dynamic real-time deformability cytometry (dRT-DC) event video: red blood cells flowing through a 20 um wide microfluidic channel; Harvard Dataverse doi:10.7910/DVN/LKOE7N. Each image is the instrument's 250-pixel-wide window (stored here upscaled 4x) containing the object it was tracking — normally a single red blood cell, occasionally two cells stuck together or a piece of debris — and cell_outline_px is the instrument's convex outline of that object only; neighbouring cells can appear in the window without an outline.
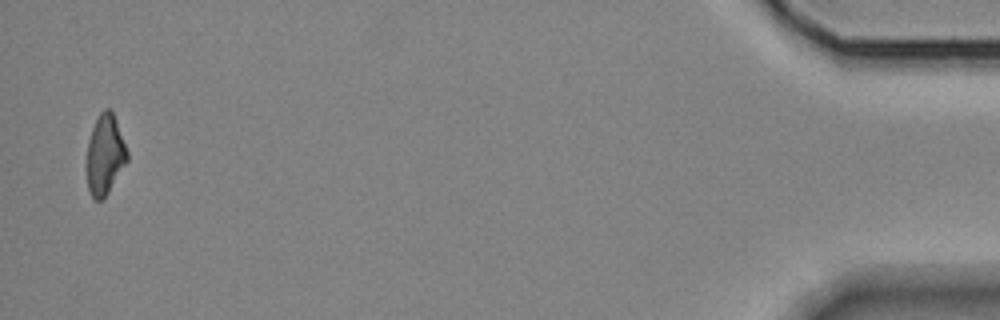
{"species": "Egyptian fruit bat (a non-hibernating species)", "species_latin": "Rousettus aegyptiacus", "temperature_condition": "room temperature", "stored_images_in_passage": 14, "camera_frame_rate_fps": 3000, "um_per_image_px": 0.085, "animal": {"sex": "female"}, "frame": {"image": 1, "passage_image": 14, "time_ms": 17.0, "image_size_px": [1000, 320], "cell_outline_px": [[128, 160], [108, 192], [100, 200], [92, 200], [88, 188], [88, 140], [92, 128], [100, 112], [104, 108], [108, 108], [112, 112], [116, 120], [128, 152]], "centroid_in_image_um": [8.93, 13.14], "position_along_channel_um": 426.3, "area_um2": 18.5}, "authors_computed_cell_mechanics": {"area_um2": 22.7154, "velocity_mm_per_s": 3.5962, "shape_relaxation_time_tau1_ms": 3.6646, "shape_relaxation_time_tau2_ms": 1.5357, "deformation_change_tau1": 0.1068, "deformation_change_tau2": 0.0716}}